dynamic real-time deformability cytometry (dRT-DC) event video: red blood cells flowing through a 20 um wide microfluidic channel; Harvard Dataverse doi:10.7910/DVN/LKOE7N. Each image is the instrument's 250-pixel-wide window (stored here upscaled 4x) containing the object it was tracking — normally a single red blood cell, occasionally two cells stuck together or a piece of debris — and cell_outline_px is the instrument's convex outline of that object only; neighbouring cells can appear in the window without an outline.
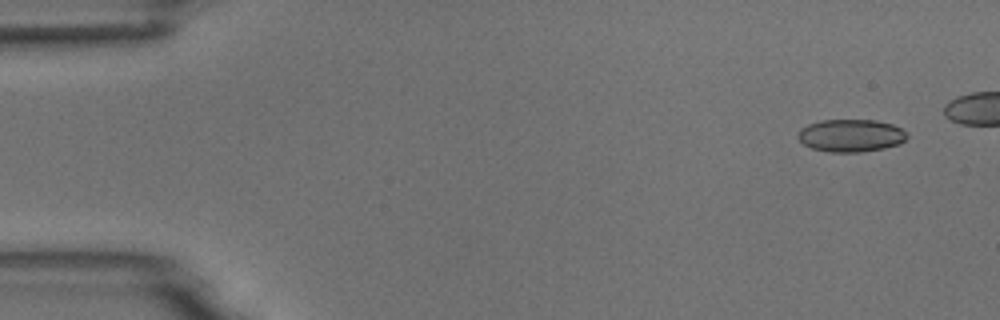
{"species": "common noctule bat (a hibernating species)", "species_latin": "Nyctalus noctula", "temperature_condition": "room temperature", "stored_images_in_passage": 8, "camera_frame_rate_fps": 3000, "um_per_image_px": 0.085, "animal": {"sex": "male", "body_mass_g": 18.8}, "frame": {"image": 1, "passage_image": 1, "time_ms": 0.0, "image_size_px": [1000, 320], "cell_outline_px": [[908, 136], [900, 144], [884, 148], [860, 152], [828, 152], [812, 148], [804, 144], [796, 136], [800, 128], [808, 124], [820, 120], [876, 120], [892, 124], [900, 128]], "centroid_in_image_um": [72.29, 11.52], "position_along_channel_um": 12.7, "area_um2": 20.75}}